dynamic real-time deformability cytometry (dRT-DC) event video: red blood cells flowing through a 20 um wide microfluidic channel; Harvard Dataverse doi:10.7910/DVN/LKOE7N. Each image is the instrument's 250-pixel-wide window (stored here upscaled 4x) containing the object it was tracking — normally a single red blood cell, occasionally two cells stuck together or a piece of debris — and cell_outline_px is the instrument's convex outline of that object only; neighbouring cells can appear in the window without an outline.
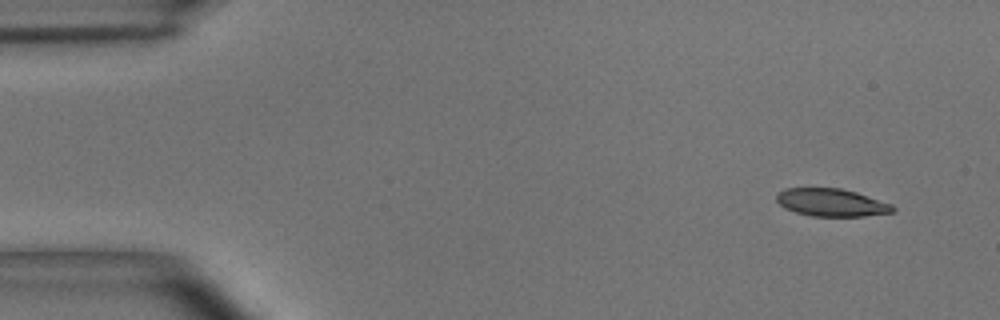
{"species": "common noctule bat (a hibernating species)", "species_latin": "Nyctalus noctula", "temperature_condition": "room temperature", "stored_images_in_passage": 4, "camera_frame_rate_fps": 3000, "um_per_image_px": 0.085, "animal": {"sex": "male", "body_mass_g": 15.6}, "frame": {"image": 1, "passage_image": 1, "time_ms": 0.0, "image_size_px": [1000, 320], "cell_outline_px": [[896, 208], [892, 212], [864, 216], [812, 216], [796, 212], [784, 208], [776, 200], [776, 192], [784, 188], [840, 188], [856, 192], [892, 204]], "centroid_in_image_um": [70.64, 17.21], "position_along_channel_um": 14.4, "area_um2": 18.79}}
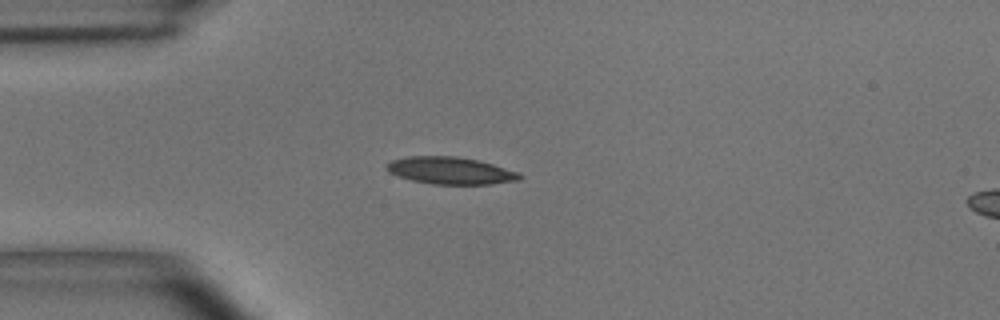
{"frame": {"image": 2, "passage_image": 4, "time_ms": 1.0, "image_size_px": [1000, 320], "cell_outline_px": [[524, 176], [520, 180], [492, 184], [432, 184], [412, 180], [388, 172], [384, 168], [384, 164], [392, 160], [408, 156], [456, 156], [480, 160], [516, 172]], "centroid_in_image_um": [38.26, 14.5], "position_along_channel_um": 46.7, "area_um2": 21.1}}